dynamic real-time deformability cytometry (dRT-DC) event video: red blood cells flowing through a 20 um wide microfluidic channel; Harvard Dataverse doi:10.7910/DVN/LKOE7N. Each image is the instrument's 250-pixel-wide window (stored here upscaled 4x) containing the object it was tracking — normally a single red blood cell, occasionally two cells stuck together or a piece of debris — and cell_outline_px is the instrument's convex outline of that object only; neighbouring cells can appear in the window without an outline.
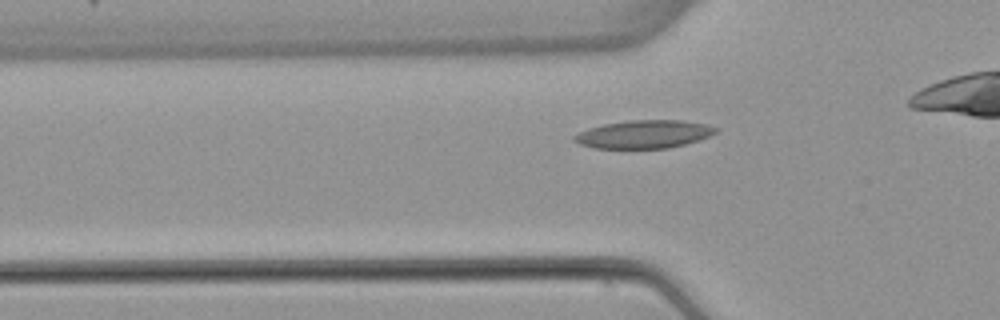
{"species": "common noctule bat (a hibernating species)", "species_latin": "Nyctalus noctula", "temperature_condition": "warm", "stored_images_in_passage": 34, "camera_frame_rate_fps": 3000, "um_per_image_px": 0.085, "animal": {"sex": "female", "body_mass_g": 22.7, "forearm_length_mm": 54.2}, "frame": {"image": 1, "passage_image": 6, "time_ms": 1.667, "image_size_px": [1000, 320], "cell_outline_px": [[720, 128], [716, 132], [700, 140], [668, 148], [592, 148], [580, 144], [572, 140], [572, 136], [588, 128], [604, 124], [628, 120], [684, 120], [708, 124]], "centroid_in_image_um": [54.75, 11.4], "position_along_channel_um": 71.1, "area_um2": 23.29}}
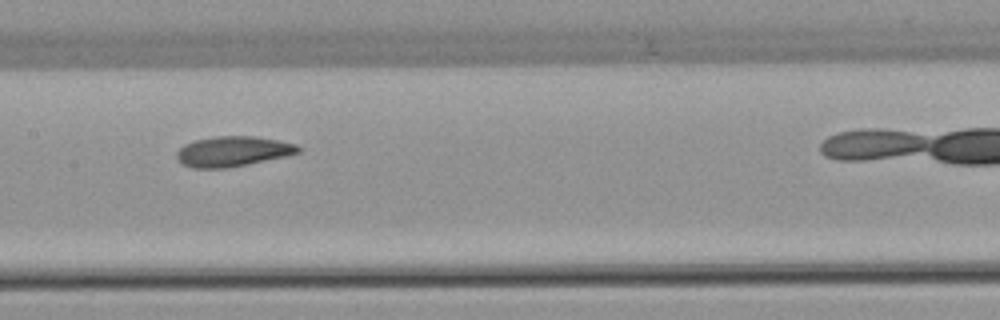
{"frame": {"image": 2, "passage_image": 15, "time_ms": 4.667, "image_size_px": [1000, 320], "cell_outline_px": [[300, 152], [288, 156], [228, 168], [192, 168], [180, 164], [176, 160], [176, 152], [184, 144], [196, 140], [216, 136], [256, 136], [296, 144], [300, 148]], "centroid_in_image_um": [19.76, 12.88], "position_along_channel_um": 187.6, "area_um2": 21.56}}
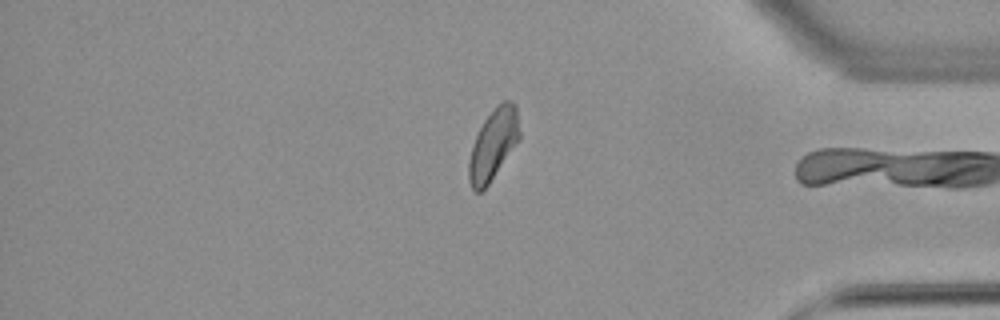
{"frame": {"image": 3, "passage_image": 33, "time_ms": 10.667, "image_size_px": [1000, 320], "cell_outline_px": [[520, 140], [488, 184], [480, 192], [476, 192], [472, 188], [468, 180], [468, 160], [472, 144], [484, 120], [496, 104], [504, 100], [512, 100], [516, 104], [520, 132]], "centroid_in_image_um": [41.93, 12.24], "position_along_channel_um": 393.3, "area_um2": 21.1}, "authors_computed_cell_mechanics": {"area_um2": 21.5883, "velocity_mm_per_s": 3.8685, "shape_relaxation_time_tau1_ms": 6.603, "shape_relaxation_time_tau2_ms": 5.3228, "deformation_change_tau1": 0.1541, "deformation_change_tau2": 0.1027}}